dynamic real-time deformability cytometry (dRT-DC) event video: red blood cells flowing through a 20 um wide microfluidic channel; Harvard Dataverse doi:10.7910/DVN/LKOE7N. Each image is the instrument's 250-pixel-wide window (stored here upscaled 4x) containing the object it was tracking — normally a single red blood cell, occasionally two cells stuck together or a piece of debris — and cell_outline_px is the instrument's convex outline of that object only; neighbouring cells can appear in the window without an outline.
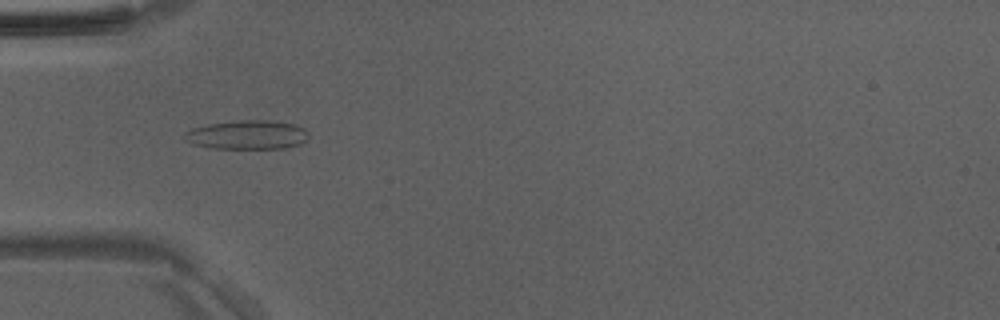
{"species": "Egyptian fruit bat (a non-hibernating species)", "species_latin": "Rousettus aegyptiacus", "temperature_condition": "room temperature", "stored_images_in_passage": 34, "camera_frame_rate_fps": 3000, "um_per_image_px": 0.085, "animal": {"sex": "male"}, "frame": {"image": 1, "passage_image": 1, "time_ms": 0.0, "image_size_px": [1000, 320], "cell_outline_px": [[308, 136], [300, 144], [284, 148], [212, 148], [192, 144], [184, 140], [184, 132], [192, 128], [208, 124], [240, 120], [268, 120], [292, 124], [304, 128], [308, 132]], "centroid_in_image_um": [20.98, 11.46], "position_along_channel_um": 64.0, "area_um2": 20.87}}
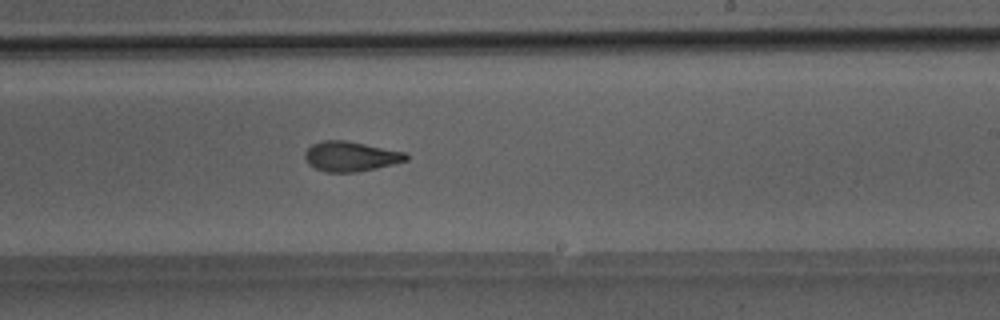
{"frame": {"image": 2, "passage_image": 15, "time_ms": 4.667, "image_size_px": [1000, 320], "cell_outline_px": [[408, 160], [376, 168], [356, 172], [324, 172], [308, 164], [304, 160], [304, 152], [312, 144], [324, 140], [344, 140], [404, 152], [408, 156]], "centroid_in_image_um": [29.75, 13.3], "position_along_channel_um": 259.2, "area_um2": 17.51}}
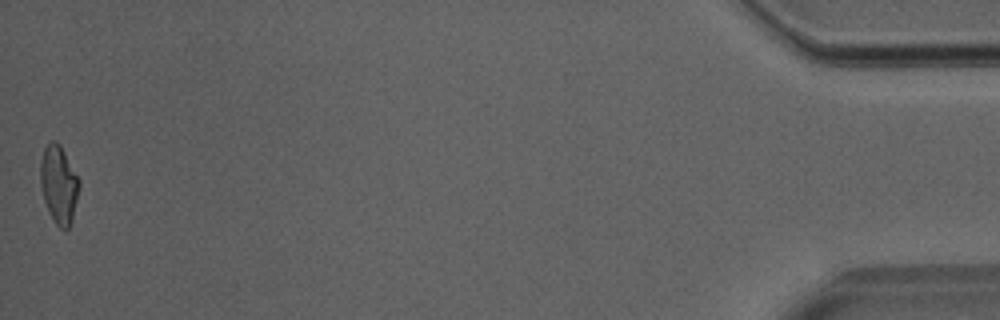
{"frame": {"image": 3, "passage_image": 34, "time_ms": 11.0, "image_size_px": [1000, 320], "cell_outline_px": [[80, 184], [72, 220], [68, 228], [64, 232], [56, 224], [48, 212], [44, 200], [40, 184], [40, 160], [44, 148], [52, 140], [56, 140], [60, 144], [80, 180]], "centroid_in_image_um": [4.99, 15.68], "position_along_channel_um": 430.2, "area_um2": 17.74}}